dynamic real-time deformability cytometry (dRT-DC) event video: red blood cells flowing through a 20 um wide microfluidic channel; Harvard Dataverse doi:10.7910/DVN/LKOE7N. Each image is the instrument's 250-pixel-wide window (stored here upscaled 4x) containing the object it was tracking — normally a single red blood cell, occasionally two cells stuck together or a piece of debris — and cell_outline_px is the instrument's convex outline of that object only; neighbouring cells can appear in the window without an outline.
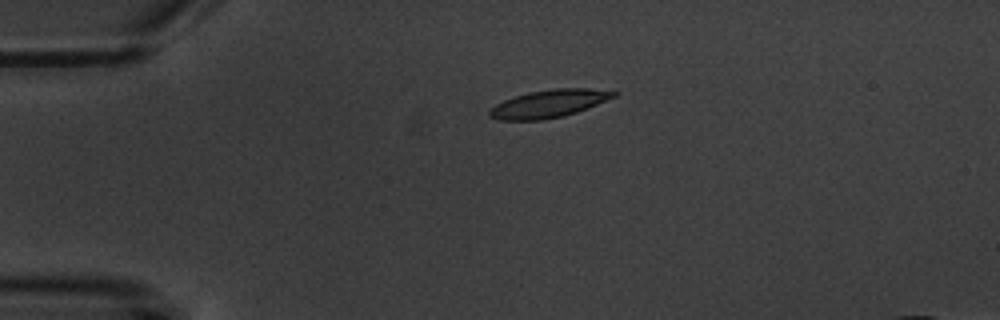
{"species": "common noctule bat (a hibernating species)", "species_latin": "Nyctalus noctula", "temperature_condition": "warm", "stored_images_in_passage": 3, "camera_frame_rate_fps": 3000, "um_per_image_px": 0.085, "animal": {"sex": "male", "body_mass_g": 20.1, "forearm_length_mm": 53.5}, "frame": {"image": 1, "passage_image": 1, "time_ms": 0.0, "image_size_px": [1000, 320], "cell_outline_px": [[620, 92], [616, 96], [576, 112], [564, 116], [540, 120], [500, 120], [488, 116], [488, 108], [504, 100], [528, 92], [556, 88], [588, 88]], "centroid_in_image_um": [46.62, 8.81], "position_along_channel_um": 38.4, "area_um2": 20.0}}